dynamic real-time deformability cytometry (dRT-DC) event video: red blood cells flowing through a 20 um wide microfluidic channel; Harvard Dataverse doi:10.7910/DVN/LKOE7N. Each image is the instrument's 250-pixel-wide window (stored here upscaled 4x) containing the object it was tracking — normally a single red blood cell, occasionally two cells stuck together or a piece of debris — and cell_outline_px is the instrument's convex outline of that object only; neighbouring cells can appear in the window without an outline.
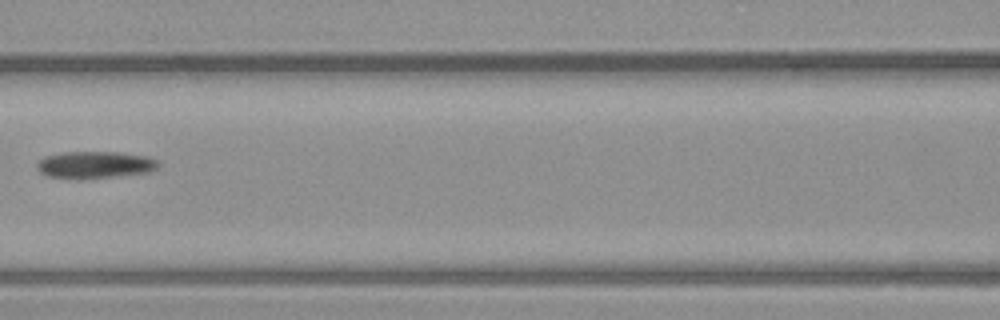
{"species": "common noctule bat (a hibernating species)", "species_latin": "Nyctalus noctula", "temperature_condition": "warm", "stored_images_in_passage": 8, "camera_frame_rate_fps": 3000, "um_per_image_px": 0.085, "animal": {"sex": "male", "body_mass_g": 23.1, "forearm_length_mm": 52.7}, "frame": {"image": 1, "passage_image": 6, "time_ms": 1.667, "image_size_px": [1000, 320], "cell_outline_px": [[160, 164], [156, 168], [148, 172], [112, 176], [44, 176], [36, 168], [36, 164], [44, 156], [60, 152], [120, 152], [148, 156], [156, 160]], "centroid_in_image_um": [8.07, 13.95], "position_along_channel_um": 158.5, "area_um2": 18.38}}
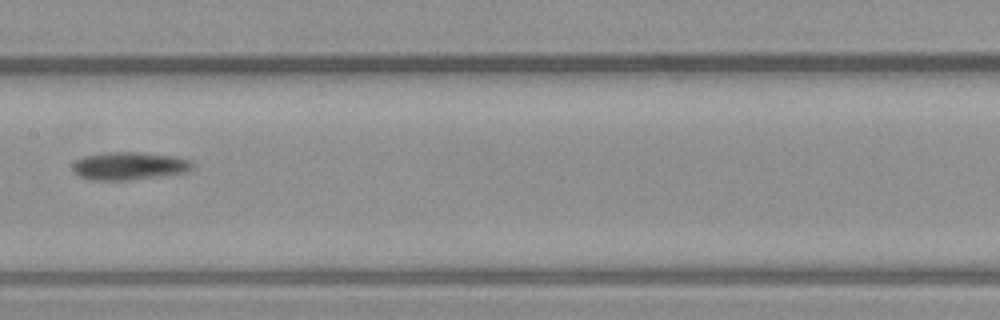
{"frame": {"image": 2, "passage_image": 7, "time_ms": 2.0, "image_size_px": [1000, 320], "cell_outline_px": [[196, 164], [188, 172], [160, 176], [128, 180], [88, 180], [80, 176], [72, 168], [72, 164], [76, 160], [84, 156], [108, 152], [144, 152], [180, 156], [192, 160]], "centroid_in_image_um": [11.06, 14.09], "position_along_channel_um": 196.3, "area_um2": 19.83}}
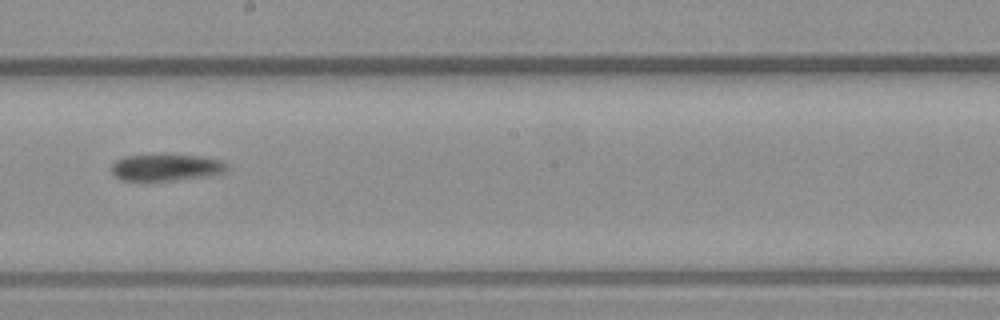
{"frame": {"image": 3, "passage_image": 8, "time_ms": 2.333, "image_size_px": [1000, 320], "cell_outline_px": [[228, 168], [224, 172], [208, 176], [176, 180], [120, 180], [112, 172], [112, 164], [116, 160], [124, 156], [164, 152], [200, 156], [224, 160], [228, 164]], "centroid_in_image_um": [14.15, 14.18], "position_along_channel_um": 234.1, "area_um2": 18.73}}